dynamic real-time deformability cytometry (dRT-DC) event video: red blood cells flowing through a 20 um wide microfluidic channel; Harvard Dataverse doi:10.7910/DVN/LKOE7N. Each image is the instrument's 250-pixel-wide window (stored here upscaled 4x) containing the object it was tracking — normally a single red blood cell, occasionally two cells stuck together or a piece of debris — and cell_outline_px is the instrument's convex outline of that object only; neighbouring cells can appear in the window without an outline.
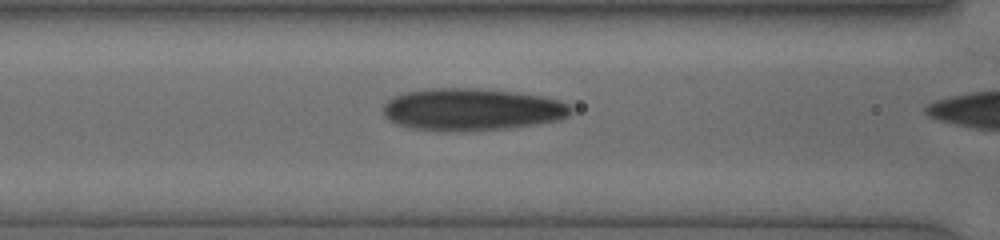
{"species": "human", "species_latin": "Homo sapiens", "temperature_condition": "cold", "stored_images_in_passage": 18, "camera_frame_rate_fps": 3000, "um_per_image_px": 0.085, "donor": {"sex": "female"}, "frame": {"image": 1, "passage_image": 17, "time_ms": 4.667, "image_size_px": [1000, 240], "cell_outline_px": [[572, 112], [568, 116], [560, 120], [512, 128], [460, 132], [448, 132], [412, 128], [388, 120], [384, 116], [384, 104], [388, 100], [396, 96], [408, 92], [428, 88], [480, 88], [516, 92], [540, 96], [560, 100], [568, 104], [572, 108]], "centroid_in_image_um": [40.14, 9.31], "position_along_channel_um": 126.5, "area_um2": 46.47}}